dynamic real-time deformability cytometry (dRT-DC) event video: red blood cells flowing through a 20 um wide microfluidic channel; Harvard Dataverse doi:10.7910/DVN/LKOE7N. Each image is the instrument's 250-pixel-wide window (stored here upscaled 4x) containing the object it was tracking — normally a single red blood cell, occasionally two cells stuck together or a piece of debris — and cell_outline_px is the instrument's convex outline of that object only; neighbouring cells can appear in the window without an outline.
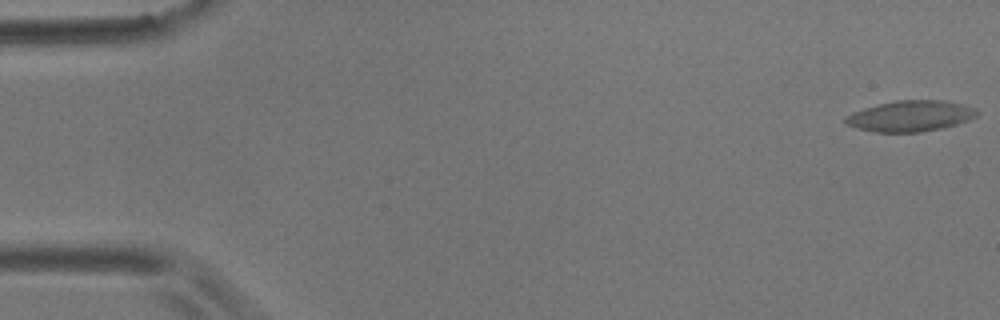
{"species": "common noctule bat (a hibernating species)", "species_latin": "Nyctalus noctula", "temperature_condition": "room temperature", "stored_images_in_passage": 7, "camera_frame_rate_fps": 3000, "um_per_image_px": 0.085, "animal": {"sex": "male", "body_mass_g": 17.9}, "frame": {"image": 1, "passage_image": 1, "time_ms": 0.0, "image_size_px": [1000, 320], "cell_outline_px": [[980, 112], [976, 116], [968, 120], [944, 128], [920, 132], [876, 132], [856, 128], [844, 124], [844, 116], [852, 112], [864, 108], [896, 100], [944, 100], [976, 108]], "centroid_in_image_um": [77.37, 9.87], "position_along_channel_um": 7.6, "area_um2": 23.76}}